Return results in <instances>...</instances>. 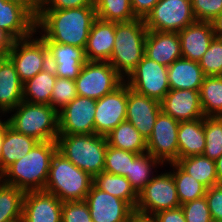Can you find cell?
Listing matches in <instances>:
<instances>
[{
  "label": "cell",
  "mask_w": 222,
  "mask_h": 222,
  "mask_svg": "<svg viewBox=\"0 0 222 222\" xmlns=\"http://www.w3.org/2000/svg\"><path fill=\"white\" fill-rule=\"evenodd\" d=\"M39 141L7 128L1 148V174L15 161L24 157Z\"/></svg>",
  "instance_id": "4316f807"
},
{
  "label": "cell",
  "mask_w": 222,
  "mask_h": 222,
  "mask_svg": "<svg viewBox=\"0 0 222 222\" xmlns=\"http://www.w3.org/2000/svg\"><path fill=\"white\" fill-rule=\"evenodd\" d=\"M161 111L181 121H192L204 117L199 90L170 89L160 101Z\"/></svg>",
  "instance_id": "ffe728a7"
},
{
  "label": "cell",
  "mask_w": 222,
  "mask_h": 222,
  "mask_svg": "<svg viewBox=\"0 0 222 222\" xmlns=\"http://www.w3.org/2000/svg\"><path fill=\"white\" fill-rule=\"evenodd\" d=\"M205 149L203 156L215 161L222 155V116H204Z\"/></svg>",
  "instance_id": "8d00e7d4"
},
{
  "label": "cell",
  "mask_w": 222,
  "mask_h": 222,
  "mask_svg": "<svg viewBox=\"0 0 222 222\" xmlns=\"http://www.w3.org/2000/svg\"><path fill=\"white\" fill-rule=\"evenodd\" d=\"M7 114V120L15 131L43 141H56L59 135L58 111L49 104L20 102Z\"/></svg>",
  "instance_id": "5b68a950"
},
{
  "label": "cell",
  "mask_w": 222,
  "mask_h": 222,
  "mask_svg": "<svg viewBox=\"0 0 222 222\" xmlns=\"http://www.w3.org/2000/svg\"><path fill=\"white\" fill-rule=\"evenodd\" d=\"M176 184L180 204L205 196L207 187L185 172L176 162L168 163Z\"/></svg>",
  "instance_id": "836d02e7"
},
{
  "label": "cell",
  "mask_w": 222,
  "mask_h": 222,
  "mask_svg": "<svg viewBox=\"0 0 222 222\" xmlns=\"http://www.w3.org/2000/svg\"><path fill=\"white\" fill-rule=\"evenodd\" d=\"M115 42V22L96 19L85 47L87 61L108 62Z\"/></svg>",
  "instance_id": "603a6c76"
},
{
  "label": "cell",
  "mask_w": 222,
  "mask_h": 222,
  "mask_svg": "<svg viewBox=\"0 0 222 222\" xmlns=\"http://www.w3.org/2000/svg\"><path fill=\"white\" fill-rule=\"evenodd\" d=\"M23 101V82L14 63L6 56L0 63V107L7 113Z\"/></svg>",
  "instance_id": "d4e9b609"
},
{
  "label": "cell",
  "mask_w": 222,
  "mask_h": 222,
  "mask_svg": "<svg viewBox=\"0 0 222 222\" xmlns=\"http://www.w3.org/2000/svg\"><path fill=\"white\" fill-rule=\"evenodd\" d=\"M211 23L215 37L222 39V13L219 14Z\"/></svg>",
  "instance_id": "f907efd6"
},
{
  "label": "cell",
  "mask_w": 222,
  "mask_h": 222,
  "mask_svg": "<svg viewBox=\"0 0 222 222\" xmlns=\"http://www.w3.org/2000/svg\"><path fill=\"white\" fill-rule=\"evenodd\" d=\"M56 151V141L38 142L29 153L9 166L0 175V180L24 192L44 190Z\"/></svg>",
  "instance_id": "7a4b0ae2"
},
{
  "label": "cell",
  "mask_w": 222,
  "mask_h": 222,
  "mask_svg": "<svg viewBox=\"0 0 222 222\" xmlns=\"http://www.w3.org/2000/svg\"><path fill=\"white\" fill-rule=\"evenodd\" d=\"M7 115V112L3 109V108H1L0 107V118L2 117V116H6ZM6 120L4 119V120H2V118L0 119V124H2V123H4Z\"/></svg>",
  "instance_id": "db71d44e"
},
{
  "label": "cell",
  "mask_w": 222,
  "mask_h": 222,
  "mask_svg": "<svg viewBox=\"0 0 222 222\" xmlns=\"http://www.w3.org/2000/svg\"><path fill=\"white\" fill-rule=\"evenodd\" d=\"M159 0H131L132 10L137 18L144 19Z\"/></svg>",
  "instance_id": "7dc6e473"
},
{
  "label": "cell",
  "mask_w": 222,
  "mask_h": 222,
  "mask_svg": "<svg viewBox=\"0 0 222 222\" xmlns=\"http://www.w3.org/2000/svg\"><path fill=\"white\" fill-rule=\"evenodd\" d=\"M85 201L93 222H127L135 209L119 199L92 185Z\"/></svg>",
  "instance_id": "2e32d148"
},
{
  "label": "cell",
  "mask_w": 222,
  "mask_h": 222,
  "mask_svg": "<svg viewBox=\"0 0 222 222\" xmlns=\"http://www.w3.org/2000/svg\"><path fill=\"white\" fill-rule=\"evenodd\" d=\"M93 184L100 190L119 199L127 201L134 209L138 202V193L131 186L130 181L120 175L100 172L93 178Z\"/></svg>",
  "instance_id": "f546056e"
},
{
  "label": "cell",
  "mask_w": 222,
  "mask_h": 222,
  "mask_svg": "<svg viewBox=\"0 0 222 222\" xmlns=\"http://www.w3.org/2000/svg\"><path fill=\"white\" fill-rule=\"evenodd\" d=\"M205 79L197 61L179 58L168 67V84L170 89L200 90Z\"/></svg>",
  "instance_id": "cb8c5ba5"
},
{
  "label": "cell",
  "mask_w": 222,
  "mask_h": 222,
  "mask_svg": "<svg viewBox=\"0 0 222 222\" xmlns=\"http://www.w3.org/2000/svg\"><path fill=\"white\" fill-rule=\"evenodd\" d=\"M130 151L108 145L105 153L104 171L126 177L130 173L131 163L139 156Z\"/></svg>",
  "instance_id": "74e56055"
},
{
  "label": "cell",
  "mask_w": 222,
  "mask_h": 222,
  "mask_svg": "<svg viewBox=\"0 0 222 222\" xmlns=\"http://www.w3.org/2000/svg\"><path fill=\"white\" fill-rule=\"evenodd\" d=\"M181 208L186 222H213L205 196L188 201L182 204Z\"/></svg>",
  "instance_id": "60d3db41"
},
{
  "label": "cell",
  "mask_w": 222,
  "mask_h": 222,
  "mask_svg": "<svg viewBox=\"0 0 222 222\" xmlns=\"http://www.w3.org/2000/svg\"><path fill=\"white\" fill-rule=\"evenodd\" d=\"M9 126L10 125L7 119L4 123L0 124V175H1V148L4 141L6 130Z\"/></svg>",
  "instance_id": "816d5d0a"
},
{
  "label": "cell",
  "mask_w": 222,
  "mask_h": 222,
  "mask_svg": "<svg viewBox=\"0 0 222 222\" xmlns=\"http://www.w3.org/2000/svg\"><path fill=\"white\" fill-rule=\"evenodd\" d=\"M127 222H156L153 218V216L150 215H144L138 212H134Z\"/></svg>",
  "instance_id": "681fc988"
},
{
  "label": "cell",
  "mask_w": 222,
  "mask_h": 222,
  "mask_svg": "<svg viewBox=\"0 0 222 222\" xmlns=\"http://www.w3.org/2000/svg\"><path fill=\"white\" fill-rule=\"evenodd\" d=\"M94 6V0H35V9H71Z\"/></svg>",
  "instance_id": "f6af8a7d"
},
{
  "label": "cell",
  "mask_w": 222,
  "mask_h": 222,
  "mask_svg": "<svg viewBox=\"0 0 222 222\" xmlns=\"http://www.w3.org/2000/svg\"><path fill=\"white\" fill-rule=\"evenodd\" d=\"M144 55L158 64L169 67L182 57L178 32L148 31Z\"/></svg>",
  "instance_id": "44dd1931"
},
{
  "label": "cell",
  "mask_w": 222,
  "mask_h": 222,
  "mask_svg": "<svg viewBox=\"0 0 222 222\" xmlns=\"http://www.w3.org/2000/svg\"><path fill=\"white\" fill-rule=\"evenodd\" d=\"M176 184L171 171L155 174L152 180L138 193L135 211L153 216L156 213L180 207Z\"/></svg>",
  "instance_id": "9c48e42d"
},
{
  "label": "cell",
  "mask_w": 222,
  "mask_h": 222,
  "mask_svg": "<svg viewBox=\"0 0 222 222\" xmlns=\"http://www.w3.org/2000/svg\"><path fill=\"white\" fill-rule=\"evenodd\" d=\"M127 83L96 100L94 115L95 134L106 136L126 120Z\"/></svg>",
  "instance_id": "5bb4252c"
},
{
  "label": "cell",
  "mask_w": 222,
  "mask_h": 222,
  "mask_svg": "<svg viewBox=\"0 0 222 222\" xmlns=\"http://www.w3.org/2000/svg\"><path fill=\"white\" fill-rule=\"evenodd\" d=\"M218 183L222 184V155L215 160Z\"/></svg>",
  "instance_id": "f5cc1de1"
},
{
  "label": "cell",
  "mask_w": 222,
  "mask_h": 222,
  "mask_svg": "<svg viewBox=\"0 0 222 222\" xmlns=\"http://www.w3.org/2000/svg\"><path fill=\"white\" fill-rule=\"evenodd\" d=\"M61 222H93L87 202L85 200L63 202Z\"/></svg>",
  "instance_id": "7bdbcfd3"
},
{
  "label": "cell",
  "mask_w": 222,
  "mask_h": 222,
  "mask_svg": "<svg viewBox=\"0 0 222 222\" xmlns=\"http://www.w3.org/2000/svg\"><path fill=\"white\" fill-rule=\"evenodd\" d=\"M125 79L109 62L87 61L75 79L77 95L98 100L118 88Z\"/></svg>",
  "instance_id": "52a82bcc"
},
{
  "label": "cell",
  "mask_w": 222,
  "mask_h": 222,
  "mask_svg": "<svg viewBox=\"0 0 222 222\" xmlns=\"http://www.w3.org/2000/svg\"><path fill=\"white\" fill-rule=\"evenodd\" d=\"M161 112L160 102L141 95L127 85L126 120L146 138L152 133L157 116Z\"/></svg>",
  "instance_id": "e0dca14e"
},
{
  "label": "cell",
  "mask_w": 222,
  "mask_h": 222,
  "mask_svg": "<svg viewBox=\"0 0 222 222\" xmlns=\"http://www.w3.org/2000/svg\"><path fill=\"white\" fill-rule=\"evenodd\" d=\"M196 21L212 22L222 13V0H191Z\"/></svg>",
  "instance_id": "b9f144b4"
},
{
  "label": "cell",
  "mask_w": 222,
  "mask_h": 222,
  "mask_svg": "<svg viewBox=\"0 0 222 222\" xmlns=\"http://www.w3.org/2000/svg\"><path fill=\"white\" fill-rule=\"evenodd\" d=\"M57 151L93 178L104 171L106 136L98 134H59Z\"/></svg>",
  "instance_id": "3957f363"
},
{
  "label": "cell",
  "mask_w": 222,
  "mask_h": 222,
  "mask_svg": "<svg viewBox=\"0 0 222 222\" xmlns=\"http://www.w3.org/2000/svg\"><path fill=\"white\" fill-rule=\"evenodd\" d=\"M178 34L182 58L197 62L208 50L211 41L215 37L212 23L200 21L186 26Z\"/></svg>",
  "instance_id": "7402d4cb"
},
{
  "label": "cell",
  "mask_w": 222,
  "mask_h": 222,
  "mask_svg": "<svg viewBox=\"0 0 222 222\" xmlns=\"http://www.w3.org/2000/svg\"><path fill=\"white\" fill-rule=\"evenodd\" d=\"M176 163L195 180L207 188L218 183L215 161L203 155H193L178 159Z\"/></svg>",
  "instance_id": "4dcf8cb0"
},
{
  "label": "cell",
  "mask_w": 222,
  "mask_h": 222,
  "mask_svg": "<svg viewBox=\"0 0 222 222\" xmlns=\"http://www.w3.org/2000/svg\"><path fill=\"white\" fill-rule=\"evenodd\" d=\"M125 82L135 92L161 101L170 91L168 67L143 56Z\"/></svg>",
  "instance_id": "8fae6325"
},
{
  "label": "cell",
  "mask_w": 222,
  "mask_h": 222,
  "mask_svg": "<svg viewBox=\"0 0 222 222\" xmlns=\"http://www.w3.org/2000/svg\"><path fill=\"white\" fill-rule=\"evenodd\" d=\"M93 177L79 169L58 151L52 156L44 190L62 202L84 201L93 185Z\"/></svg>",
  "instance_id": "8992f818"
},
{
  "label": "cell",
  "mask_w": 222,
  "mask_h": 222,
  "mask_svg": "<svg viewBox=\"0 0 222 222\" xmlns=\"http://www.w3.org/2000/svg\"><path fill=\"white\" fill-rule=\"evenodd\" d=\"M96 100L77 96L58 111L59 134H94Z\"/></svg>",
  "instance_id": "9a60e30c"
},
{
  "label": "cell",
  "mask_w": 222,
  "mask_h": 222,
  "mask_svg": "<svg viewBox=\"0 0 222 222\" xmlns=\"http://www.w3.org/2000/svg\"><path fill=\"white\" fill-rule=\"evenodd\" d=\"M13 40L0 29V55H7Z\"/></svg>",
  "instance_id": "c3c4849f"
},
{
  "label": "cell",
  "mask_w": 222,
  "mask_h": 222,
  "mask_svg": "<svg viewBox=\"0 0 222 222\" xmlns=\"http://www.w3.org/2000/svg\"><path fill=\"white\" fill-rule=\"evenodd\" d=\"M35 33L51 42L86 47L89 32L97 19L95 6L71 9H35Z\"/></svg>",
  "instance_id": "6da1fadb"
},
{
  "label": "cell",
  "mask_w": 222,
  "mask_h": 222,
  "mask_svg": "<svg viewBox=\"0 0 222 222\" xmlns=\"http://www.w3.org/2000/svg\"><path fill=\"white\" fill-rule=\"evenodd\" d=\"M199 94L205 117L222 116V76H205Z\"/></svg>",
  "instance_id": "d6a6232c"
},
{
  "label": "cell",
  "mask_w": 222,
  "mask_h": 222,
  "mask_svg": "<svg viewBox=\"0 0 222 222\" xmlns=\"http://www.w3.org/2000/svg\"><path fill=\"white\" fill-rule=\"evenodd\" d=\"M153 218L156 222H186L181 206L160 211L153 215Z\"/></svg>",
  "instance_id": "bcb514c9"
},
{
  "label": "cell",
  "mask_w": 222,
  "mask_h": 222,
  "mask_svg": "<svg viewBox=\"0 0 222 222\" xmlns=\"http://www.w3.org/2000/svg\"><path fill=\"white\" fill-rule=\"evenodd\" d=\"M205 76H222V39L214 37L208 50L198 61Z\"/></svg>",
  "instance_id": "f35d334b"
},
{
  "label": "cell",
  "mask_w": 222,
  "mask_h": 222,
  "mask_svg": "<svg viewBox=\"0 0 222 222\" xmlns=\"http://www.w3.org/2000/svg\"><path fill=\"white\" fill-rule=\"evenodd\" d=\"M109 146L136 154L147 152V140L127 120L106 135Z\"/></svg>",
  "instance_id": "f1b7e54d"
},
{
  "label": "cell",
  "mask_w": 222,
  "mask_h": 222,
  "mask_svg": "<svg viewBox=\"0 0 222 222\" xmlns=\"http://www.w3.org/2000/svg\"><path fill=\"white\" fill-rule=\"evenodd\" d=\"M77 96L75 80L57 77L53 86L50 105L60 111Z\"/></svg>",
  "instance_id": "ab89813d"
},
{
  "label": "cell",
  "mask_w": 222,
  "mask_h": 222,
  "mask_svg": "<svg viewBox=\"0 0 222 222\" xmlns=\"http://www.w3.org/2000/svg\"><path fill=\"white\" fill-rule=\"evenodd\" d=\"M178 159L202 155L205 149L204 117L181 121L178 128Z\"/></svg>",
  "instance_id": "484cf974"
},
{
  "label": "cell",
  "mask_w": 222,
  "mask_h": 222,
  "mask_svg": "<svg viewBox=\"0 0 222 222\" xmlns=\"http://www.w3.org/2000/svg\"><path fill=\"white\" fill-rule=\"evenodd\" d=\"M179 121L162 111L157 116L155 125L147 139V152L158 159L164 166L178 160Z\"/></svg>",
  "instance_id": "4fadbf2b"
},
{
  "label": "cell",
  "mask_w": 222,
  "mask_h": 222,
  "mask_svg": "<svg viewBox=\"0 0 222 222\" xmlns=\"http://www.w3.org/2000/svg\"><path fill=\"white\" fill-rule=\"evenodd\" d=\"M35 0H0V29L13 41L35 33Z\"/></svg>",
  "instance_id": "7c38bea8"
},
{
  "label": "cell",
  "mask_w": 222,
  "mask_h": 222,
  "mask_svg": "<svg viewBox=\"0 0 222 222\" xmlns=\"http://www.w3.org/2000/svg\"><path fill=\"white\" fill-rule=\"evenodd\" d=\"M25 192L0 180V222H16L22 219Z\"/></svg>",
  "instance_id": "1f68e13d"
},
{
  "label": "cell",
  "mask_w": 222,
  "mask_h": 222,
  "mask_svg": "<svg viewBox=\"0 0 222 222\" xmlns=\"http://www.w3.org/2000/svg\"><path fill=\"white\" fill-rule=\"evenodd\" d=\"M205 198L213 222H222V184L207 188Z\"/></svg>",
  "instance_id": "ee69618b"
},
{
  "label": "cell",
  "mask_w": 222,
  "mask_h": 222,
  "mask_svg": "<svg viewBox=\"0 0 222 222\" xmlns=\"http://www.w3.org/2000/svg\"><path fill=\"white\" fill-rule=\"evenodd\" d=\"M7 55H0V63Z\"/></svg>",
  "instance_id": "11a10c76"
},
{
  "label": "cell",
  "mask_w": 222,
  "mask_h": 222,
  "mask_svg": "<svg viewBox=\"0 0 222 222\" xmlns=\"http://www.w3.org/2000/svg\"><path fill=\"white\" fill-rule=\"evenodd\" d=\"M35 35L14 40L7 53L23 83L49 66L48 48L44 40Z\"/></svg>",
  "instance_id": "ba28073f"
},
{
  "label": "cell",
  "mask_w": 222,
  "mask_h": 222,
  "mask_svg": "<svg viewBox=\"0 0 222 222\" xmlns=\"http://www.w3.org/2000/svg\"><path fill=\"white\" fill-rule=\"evenodd\" d=\"M56 78L57 76L49 65L33 78L23 83V100L34 104L50 105L51 94Z\"/></svg>",
  "instance_id": "83f0119b"
},
{
  "label": "cell",
  "mask_w": 222,
  "mask_h": 222,
  "mask_svg": "<svg viewBox=\"0 0 222 222\" xmlns=\"http://www.w3.org/2000/svg\"><path fill=\"white\" fill-rule=\"evenodd\" d=\"M163 164L150 153L140 154L132 163L130 173L126 178L130 181L134 190L139 193L153 178L157 166Z\"/></svg>",
  "instance_id": "e575fe53"
},
{
  "label": "cell",
  "mask_w": 222,
  "mask_h": 222,
  "mask_svg": "<svg viewBox=\"0 0 222 222\" xmlns=\"http://www.w3.org/2000/svg\"><path fill=\"white\" fill-rule=\"evenodd\" d=\"M148 31L179 32L196 22L191 0H159L143 19Z\"/></svg>",
  "instance_id": "30bf717a"
},
{
  "label": "cell",
  "mask_w": 222,
  "mask_h": 222,
  "mask_svg": "<svg viewBox=\"0 0 222 222\" xmlns=\"http://www.w3.org/2000/svg\"><path fill=\"white\" fill-rule=\"evenodd\" d=\"M147 33L142 18L115 22V42L108 62L124 79L142 60Z\"/></svg>",
  "instance_id": "277c9868"
},
{
  "label": "cell",
  "mask_w": 222,
  "mask_h": 222,
  "mask_svg": "<svg viewBox=\"0 0 222 222\" xmlns=\"http://www.w3.org/2000/svg\"><path fill=\"white\" fill-rule=\"evenodd\" d=\"M48 48L49 65L55 75L61 78L75 80L87 62L85 49L72 45H65L43 39Z\"/></svg>",
  "instance_id": "d6986e66"
},
{
  "label": "cell",
  "mask_w": 222,
  "mask_h": 222,
  "mask_svg": "<svg viewBox=\"0 0 222 222\" xmlns=\"http://www.w3.org/2000/svg\"><path fill=\"white\" fill-rule=\"evenodd\" d=\"M97 18L107 22H126L137 19L131 0H94Z\"/></svg>",
  "instance_id": "d590c367"
},
{
  "label": "cell",
  "mask_w": 222,
  "mask_h": 222,
  "mask_svg": "<svg viewBox=\"0 0 222 222\" xmlns=\"http://www.w3.org/2000/svg\"><path fill=\"white\" fill-rule=\"evenodd\" d=\"M62 204L54 194L45 190L25 192L22 220L24 222H61Z\"/></svg>",
  "instance_id": "ac0fdd59"
}]
</instances>
